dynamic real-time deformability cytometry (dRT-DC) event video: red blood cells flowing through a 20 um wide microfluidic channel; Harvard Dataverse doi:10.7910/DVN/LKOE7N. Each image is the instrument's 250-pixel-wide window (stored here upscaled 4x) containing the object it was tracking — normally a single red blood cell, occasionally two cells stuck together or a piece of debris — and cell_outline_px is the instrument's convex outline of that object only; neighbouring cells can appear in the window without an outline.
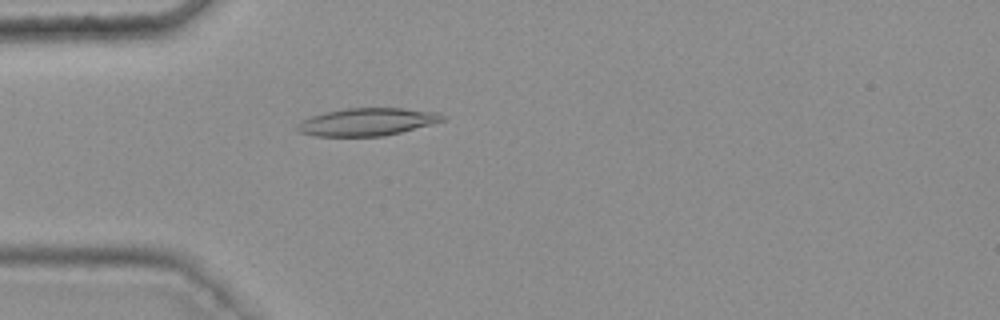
{"species": "common noctule bat (a hibernating species)", "species_latin": "Nyctalus noctula", "temperature_condition": "warm", "stored_images_in_passage": 41, "camera_frame_rate_fps": 3000, "um_per_image_px": 0.085, "animal": {"sex": "female", "body_mass_g": 25.1}, "frame": {"image": 1, "passage_image": 8, "time_ms": 2.333, "image_size_px": [1000, 320], "cell_outline_px": [[448, 120], [384, 136], [316, 136], [300, 132], [296, 128], [300, 120], [312, 116], [344, 108], [404, 108], [440, 112], [448, 116]], "centroid_in_image_um": [31.29, 10.35], "position_along_channel_um": 53.7, "area_um2": 23.52}}
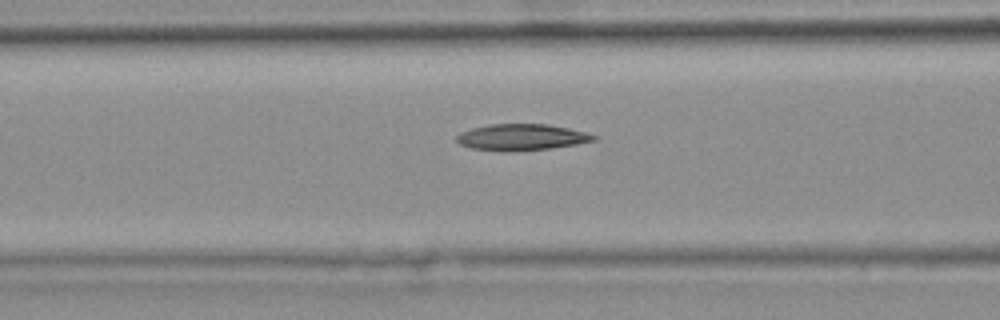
{"frame": {"image": 2, "passage_image": 14, "time_ms": 4.333, "image_size_px": [1000, 320], "cell_outline_px": [[596, 140], [576, 144], [552, 148], [504, 152], [500, 152], [472, 148], [460, 144], [456, 140], [456, 136], [460, 132], [472, 128], [488, 124], [548, 124], [568, 128], [584, 132], [596, 136]], "centroid_in_image_um": [44.29, 11.66], "position_along_channel_um": 122.3, "area_um2": 21.04}}
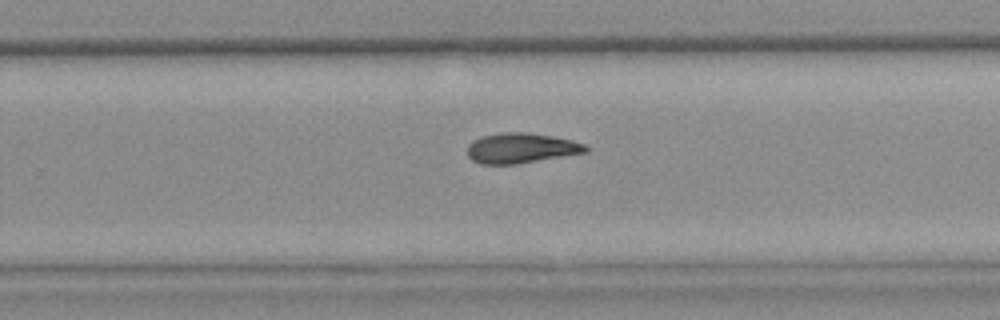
{"frame": {"image": 3, "passage_image": 27, "time_ms": 8.667, "image_size_px": [1000, 320], "cell_outline_px": [[588, 152], [516, 164], [480, 164], [472, 160], [468, 156], [468, 144], [472, 140], [480, 136], [500, 132], [528, 132], [552, 136], [572, 140], [584, 144], [588, 148]], "centroid_in_image_um": [44.26, 12.58], "position_along_channel_um": 285.5, "area_um2": 20.92}, "authors_computed_cell_mechanics": {"area_um2": 20.8658, "velocity_mm_per_s": 3.7714, "shape_relaxation_time_tau1_ms": null, "shape_relaxation_time_tau2_ms": 11.178, "deformation_change_tau1": null, "deformation_change_tau2": 0.2139}}